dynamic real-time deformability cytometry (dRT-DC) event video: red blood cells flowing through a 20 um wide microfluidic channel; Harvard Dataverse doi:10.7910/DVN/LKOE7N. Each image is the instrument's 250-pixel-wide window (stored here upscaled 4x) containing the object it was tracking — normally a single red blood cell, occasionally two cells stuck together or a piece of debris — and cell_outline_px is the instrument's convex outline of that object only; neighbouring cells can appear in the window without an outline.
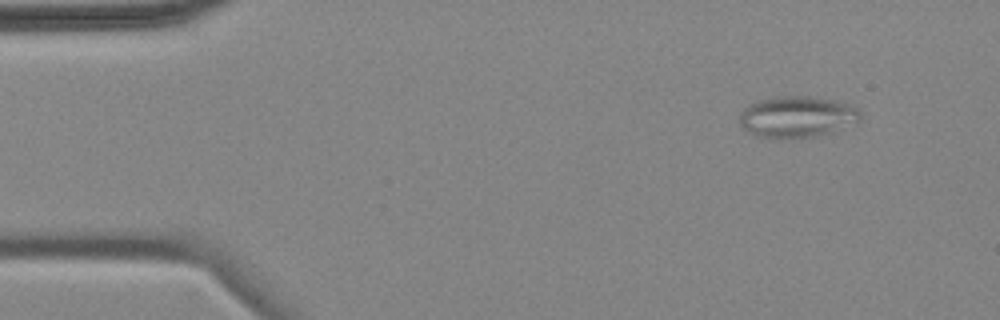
{"species": "common noctule bat (a hibernating species)", "species_latin": "Nyctalus noctula", "temperature_condition": "cold", "stored_images_in_passage": 5, "camera_frame_rate_fps": 3000, "um_per_image_px": 0.085, "animal": {"sex": "female", "body_mass_g": 18.4}, "frame": {"image": 1, "passage_image": 1, "time_ms": 0.0, "image_size_px": [1000, 320], "cell_outline_px": [[860, 120], [828, 132], [816, 136], [760, 136], [744, 128], [740, 124], [740, 112], [748, 104], [772, 96], [808, 96], [832, 100], [848, 104], [860, 108]], "centroid_in_image_um": [67.74, 9.87], "position_along_channel_um": 17.3, "area_um2": 28.15}}